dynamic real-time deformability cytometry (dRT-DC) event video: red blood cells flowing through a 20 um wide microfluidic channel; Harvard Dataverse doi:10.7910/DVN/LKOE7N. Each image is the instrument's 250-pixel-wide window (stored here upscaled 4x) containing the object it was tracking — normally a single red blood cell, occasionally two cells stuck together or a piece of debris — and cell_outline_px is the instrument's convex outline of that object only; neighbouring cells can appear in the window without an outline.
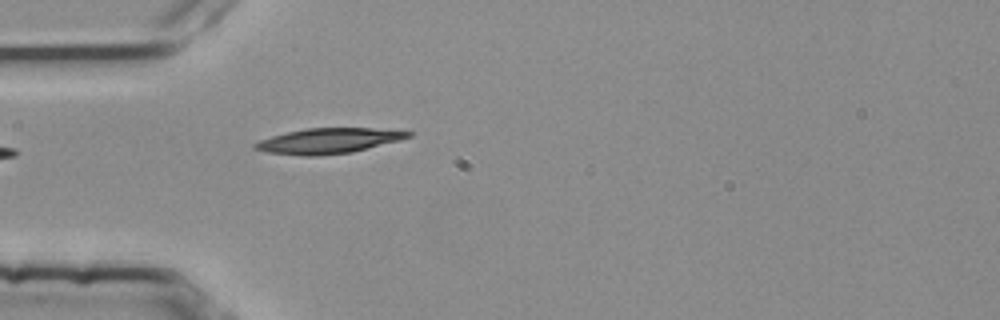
{"species": "common noctule bat (a hibernating species)", "species_latin": "Nyctalus noctula", "temperature_condition": "room temperature", "stored_images_in_passage": 4, "camera_frame_rate_fps": 3000, "um_per_image_px": 0.085, "animal": {"sex": "female", "body_mass_g": 25.1}, "frame": {"image": 1, "passage_image": 4, "time_ms": 1.0, "image_size_px": [1000, 320], "cell_outline_px": [[412, 136], [400, 140], [352, 152], [320, 156], [304, 156], [268, 152], [252, 148], [252, 144], [260, 140], [272, 136], [288, 132], [308, 128], [372, 128], [412, 132]], "centroid_in_image_um": [27.9, 11.98], "position_along_channel_um": 57.1, "area_um2": 22.43}}